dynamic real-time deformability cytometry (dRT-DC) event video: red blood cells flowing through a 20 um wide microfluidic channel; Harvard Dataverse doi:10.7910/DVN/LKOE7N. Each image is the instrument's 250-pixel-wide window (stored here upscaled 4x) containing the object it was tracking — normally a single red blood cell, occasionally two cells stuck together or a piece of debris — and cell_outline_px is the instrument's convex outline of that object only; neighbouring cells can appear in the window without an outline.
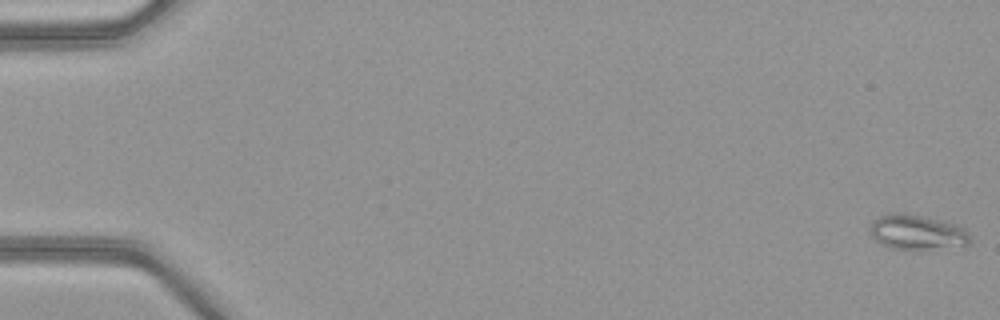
{"species": "common noctule bat (a hibernating species)", "species_latin": "Nyctalus noctula", "temperature_condition": "warm", "stored_images_in_passage": 10, "camera_frame_rate_fps": 3000, "um_per_image_px": 0.085, "animal": {"sex": "female", "body_mass_g": 21.9}, "frame": {"image": 1, "passage_image": 1, "time_ms": 0.0, "image_size_px": [1000, 320], "cell_outline_px": [[972, 240], [968, 244], [920, 252], [892, 248], [880, 244], [872, 236], [872, 220], [880, 216], [892, 212], [904, 212], [940, 220], [956, 224], [964, 228], [968, 232]], "centroid_in_image_um": [77.97, 19.77], "position_along_channel_um": 7.0, "area_um2": 20.87}}